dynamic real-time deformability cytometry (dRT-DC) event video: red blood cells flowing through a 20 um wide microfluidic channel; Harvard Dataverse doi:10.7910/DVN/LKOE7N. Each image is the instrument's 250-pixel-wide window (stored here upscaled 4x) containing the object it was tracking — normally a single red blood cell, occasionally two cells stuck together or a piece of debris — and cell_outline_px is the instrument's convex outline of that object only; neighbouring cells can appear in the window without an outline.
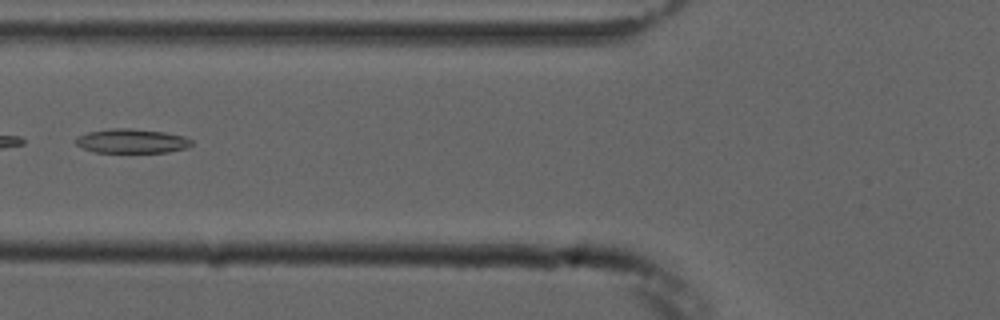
{"species": "common noctule bat (a hibernating species)", "species_latin": "Nyctalus noctula", "temperature_condition": "cold", "stored_images_in_passage": 6, "camera_frame_rate_fps": 3000, "um_per_image_px": 0.085, "animal": {"sex": "male", "forearm_length_mm": 52.5}, "frame": {"image": 1, "passage_image": 5, "time_ms": 6.0, "image_size_px": [1000, 320], "cell_outline_px": [[192, 144], [188, 148], [168, 152], [96, 152], [84, 148], [76, 144], [72, 140], [88, 132], [112, 128], [128, 128], [164, 132], [184, 136], [192, 140]], "centroid_in_image_um": [11.22, 11.99], "position_along_channel_um": 114.6, "area_um2": 16.3}}
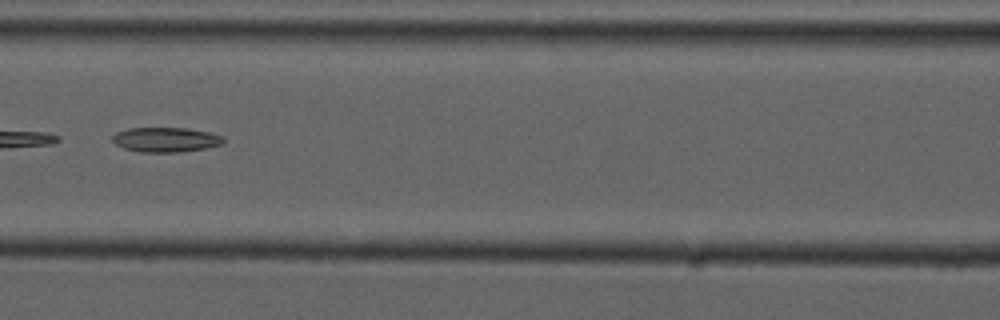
{"frame": {"image": 2, "passage_image": 6, "time_ms": 7.0, "image_size_px": [1000, 320], "cell_outline_px": [[224, 144], [204, 148], [180, 152], [140, 152], [124, 148], [116, 144], [112, 140], [112, 136], [116, 132], [128, 128], [188, 128], [208, 132], [224, 136]], "centroid_in_image_um": [14.09, 11.87], "position_along_channel_um": 152.5, "area_um2": 16.01}}